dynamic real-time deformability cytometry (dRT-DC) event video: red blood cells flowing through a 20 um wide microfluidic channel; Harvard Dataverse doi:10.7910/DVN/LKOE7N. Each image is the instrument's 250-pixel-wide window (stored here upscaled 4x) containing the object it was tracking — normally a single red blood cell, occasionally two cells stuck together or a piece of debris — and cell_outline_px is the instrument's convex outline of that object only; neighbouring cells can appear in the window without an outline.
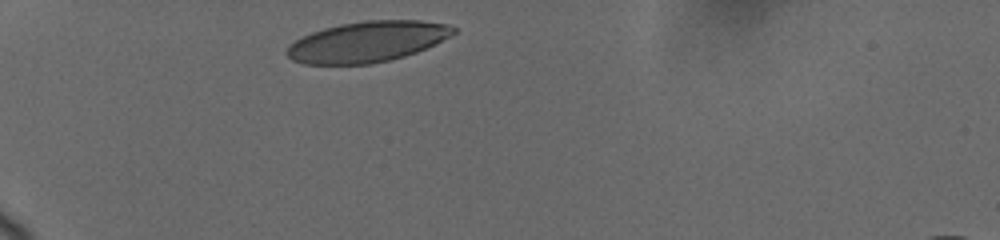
{"species": "human", "species_latin": "Homo sapiens", "temperature_condition": "cold", "stored_images_in_passage": 8, "camera_frame_rate_fps": 3000, "um_per_image_px": 0.085, "donor": {"sex": "female"}, "frame": {"image": 1, "passage_image": 1, "time_ms": 0.0, "image_size_px": [1000, 240], "cell_outline_px": [[456, 32], [416, 52], [404, 56], [372, 64], [304, 64], [292, 60], [284, 52], [288, 44], [312, 32], [324, 28], [340, 24], [368, 20], [420, 20], [448, 24], [456, 28]], "centroid_in_image_um": [31.17, 3.54], "position_along_channel_um": 53.8, "area_um2": 39.25}}
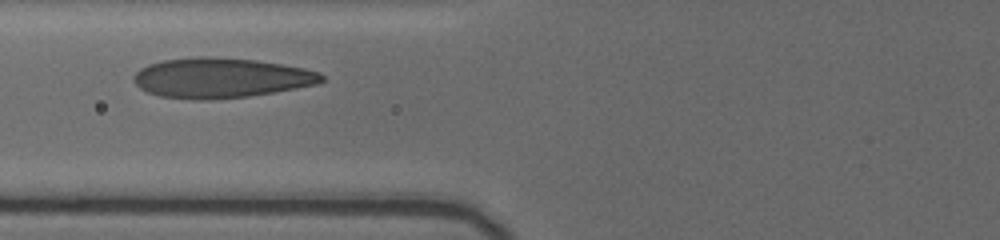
{"frame": {"image": 2, "passage_image": 5, "time_ms": 2.333, "image_size_px": [1000, 240], "cell_outline_px": [[324, 80], [316, 84], [296, 88], [248, 96], [208, 100], [200, 100], [160, 96], [148, 92], [140, 88], [132, 80], [132, 76], [140, 68], [148, 64], [164, 60], [196, 56], [212, 56], [256, 60], [304, 68], [320, 72], [324, 76]], "centroid_in_image_um": [18.75, 6.61], "position_along_channel_um": 107.1, "area_um2": 43.81}}
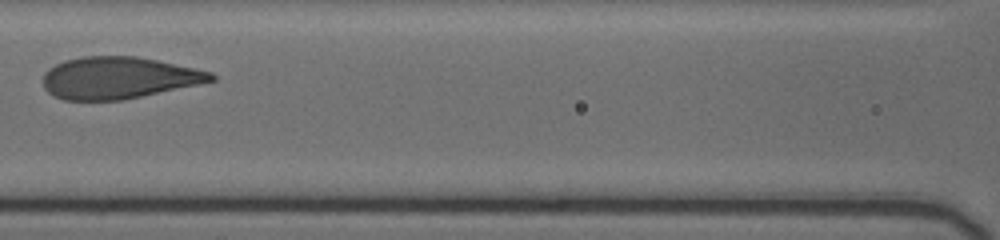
{"frame": {"image": 3, "passage_image": 7, "time_ms": 3.667, "image_size_px": [1000, 240], "cell_outline_px": [[216, 80], [200, 84], [120, 100], [64, 100], [48, 92], [44, 88], [44, 72], [48, 68], [64, 60], [80, 56], [136, 56], [156, 60], [212, 72], [216, 76]], "centroid_in_image_um": [10.06, 6.61], "position_along_channel_um": 156.5, "area_um2": 40.81}}